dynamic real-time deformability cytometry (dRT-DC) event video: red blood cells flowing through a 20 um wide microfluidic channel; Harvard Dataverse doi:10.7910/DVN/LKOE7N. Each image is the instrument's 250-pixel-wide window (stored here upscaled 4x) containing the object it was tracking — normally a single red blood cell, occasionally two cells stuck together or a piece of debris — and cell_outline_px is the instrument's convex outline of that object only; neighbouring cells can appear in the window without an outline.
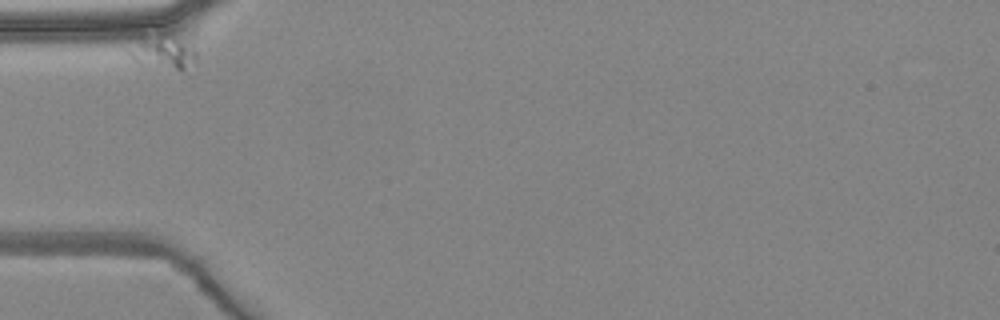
{"species": "common noctule bat (a hibernating species)", "species_latin": "Nyctalus noctula", "temperature_condition": "warm", "stored_images_in_passage": 1, "camera_frame_rate_fps": 3000, "um_per_image_px": 0.085, "animal": {"sex": "female", "body_mass_g": 24.6, "forearm_length_mm": 56.2}, "frame": {"image": 1, "passage_image": 1, "time_ms": 0.0, "image_size_px": [1000, 320], "cell_outline_px": [[196, 60], [184, 68], [176, 68], [140, 64], [132, 60], [128, 56], [128, 52], [144, 44], [160, 40], [192, 40], [196, 52]], "centroid_in_image_um": [14.05, 4.56], "position_along_channel_um": 71.0, "area_um2": 10.92}}